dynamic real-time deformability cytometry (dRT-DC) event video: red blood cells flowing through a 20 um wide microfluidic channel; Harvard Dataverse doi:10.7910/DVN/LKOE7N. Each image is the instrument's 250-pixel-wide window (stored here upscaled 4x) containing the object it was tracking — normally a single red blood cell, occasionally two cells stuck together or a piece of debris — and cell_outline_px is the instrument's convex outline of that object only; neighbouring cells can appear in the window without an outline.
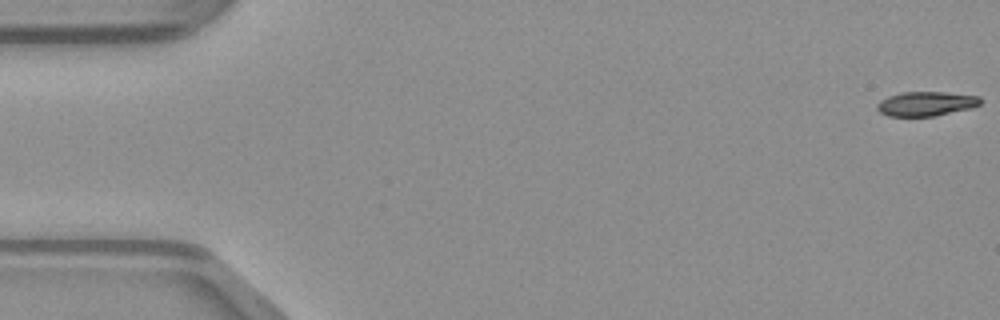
{"species": "common noctule bat (a hibernating species)", "species_latin": "Nyctalus noctula", "temperature_condition": "warm", "stored_images_in_passage": 46, "camera_frame_rate_fps": 3000, "um_per_image_px": 0.085, "animal": {"sex": "male", "body_mass_g": 23.1, "forearm_length_mm": 52.7}, "frame": {"image": 1, "passage_image": 1, "time_ms": 0.0, "image_size_px": [1000, 320], "cell_outline_px": [[980, 104], [972, 108], [936, 116], [888, 116], [880, 112], [876, 108], [876, 104], [880, 100], [888, 96], [900, 92], [944, 92], [980, 96]], "centroid_in_image_um": [78.7, 8.82], "position_along_channel_um": 6.3, "area_um2": 14.8}}
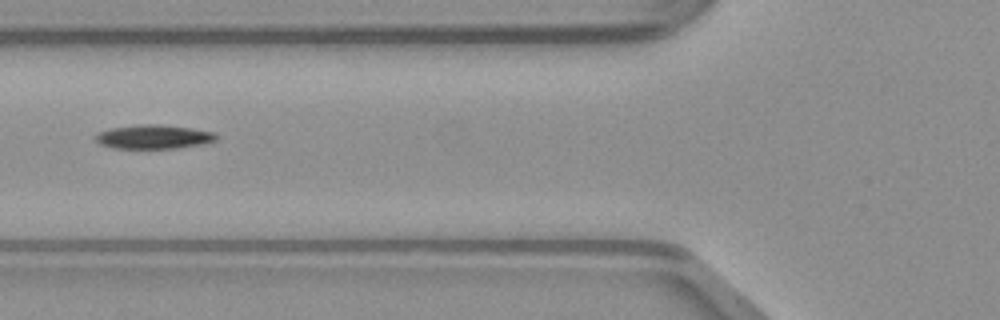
{"frame": {"image": 2, "passage_image": 19, "time_ms": 6.0, "image_size_px": [1000, 320], "cell_outline_px": [[220, 136], [216, 140], [204, 144], [176, 148], [112, 148], [100, 144], [92, 136], [96, 132], [108, 128], [136, 124], [156, 124], [188, 128], [216, 132]], "centroid_in_image_um": [13.02, 11.62], "position_along_channel_um": 112.8, "area_um2": 17.17}}
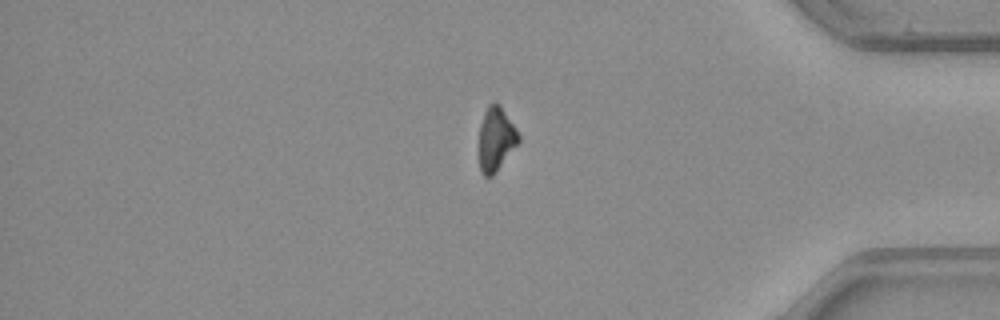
{"frame": {"image": 3, "passage_image": 41, "time_ms": 13.333, "image_size_px": [1000, 320], "cell_outline_px": [[520, 140], [492, 176], [484, 176], [480, 172], [480, 124], [484, 112], [488, 104], [492, 100], [496, 100], [500, 104], [516, 128], [520, 136]], "centroid_in_image_um": [42.15, 11.75], "position_along_channel_um": 393.0, "area_um2": 14.62}}